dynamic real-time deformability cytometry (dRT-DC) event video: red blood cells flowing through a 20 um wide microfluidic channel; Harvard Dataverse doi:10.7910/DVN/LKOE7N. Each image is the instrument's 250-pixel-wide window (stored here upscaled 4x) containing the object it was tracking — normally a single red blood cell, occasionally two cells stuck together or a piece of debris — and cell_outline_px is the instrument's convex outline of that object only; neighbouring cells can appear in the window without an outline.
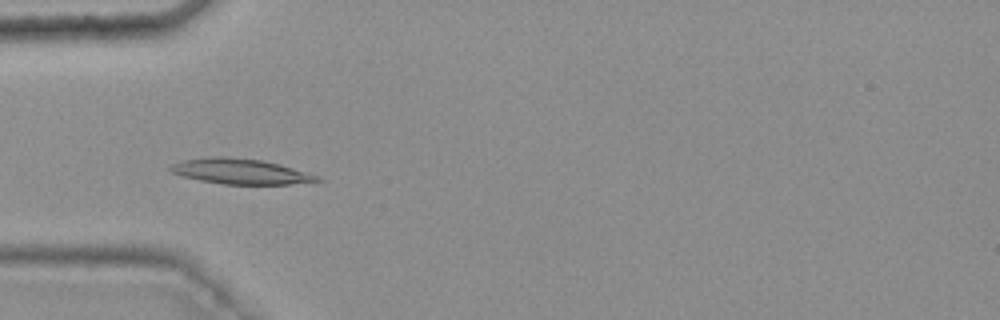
{"species": "common noctule bat (a hibernating species)", "species_latin": "Nyctalus noctula", "temperature_condition": "warm", "stored_images_in_passage": 28, "camera_frame_rate_fps": 3000, "um_per_image_px": 0.085, "animal": {"sex": "female", "body_mass_g": 25.1}, "frame": {"image": 1, "passage_image": 2, "time_ms": 0.333, "image_size_px": [1000, 320], "cell_outline_px": [[324, 180], [292, 184], [224, 184], [200, 180], [184, 176], [172, 172], [168, 168], [172, 164], [180, 160], [208, 156], [224, 156], [260, 160], [280, 164], [316, 176]], "centroid_in_image_um": [20.37, 14.56], "position_along_channel_um": 64.6, "area_um2": 21.44}}
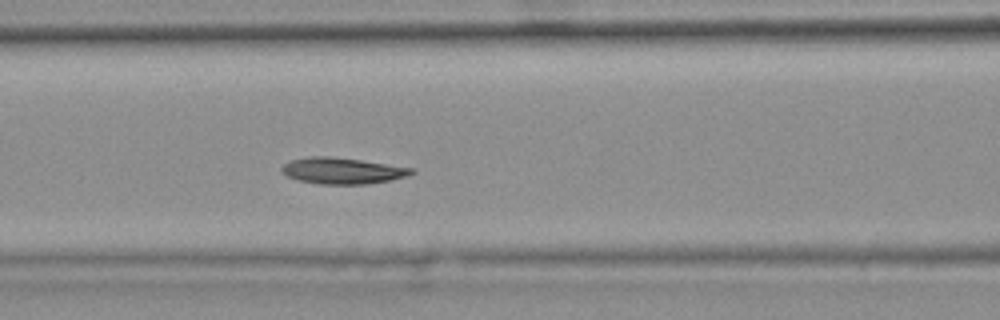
{"frame": {"image": 2, "passage_image": 8, "time_ms": 2.333, "image_size_px": [1000, 320], "cell_outline_px": [[416, 172], [408, 176], [392, 180], [368, 184], [320, 184], [296, 180], [284, 176], [280, 172], [280, 168], [284, 164], [292, 160], [308, 156], [332, 156], [416, 168]], "centroid_in_image_um": [29.1, 14.52], "position_along_channel_um": 137.5, "area_um2": 20.23}}
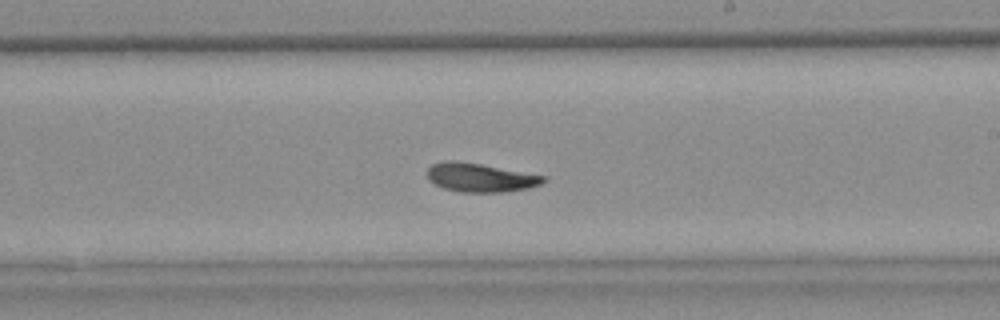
{"frame": {"image": 3, "passage_image": 17, "time_ms": 5.333, "image_size_px": [1000, 320], "cell_outline_px": [[548, 180], [540, 184], [528, 188], [504, 192], [460, 192], [444, 188], [432, 184], [428, 180], [424, 172], [432, 164], [444, 160], [452, 160], [480, 164], [548, 176]], "centroid_in_image_um": [40.79, 15.09], "position_along_channel_um": 248.2, "area_um2": 19.77}, "authors_computed_cell_mechanics": {"area_um2": 19.5075, "velocity_mm_per_s": 3.7064, "shape_relaxation_time_tau1_ms": 4.3516, "shape_relaxation_time_tau2_ms": 3.7474, "deformation_change_tau1": 0.1427, "deformation_change_tau2": 0.0849}}